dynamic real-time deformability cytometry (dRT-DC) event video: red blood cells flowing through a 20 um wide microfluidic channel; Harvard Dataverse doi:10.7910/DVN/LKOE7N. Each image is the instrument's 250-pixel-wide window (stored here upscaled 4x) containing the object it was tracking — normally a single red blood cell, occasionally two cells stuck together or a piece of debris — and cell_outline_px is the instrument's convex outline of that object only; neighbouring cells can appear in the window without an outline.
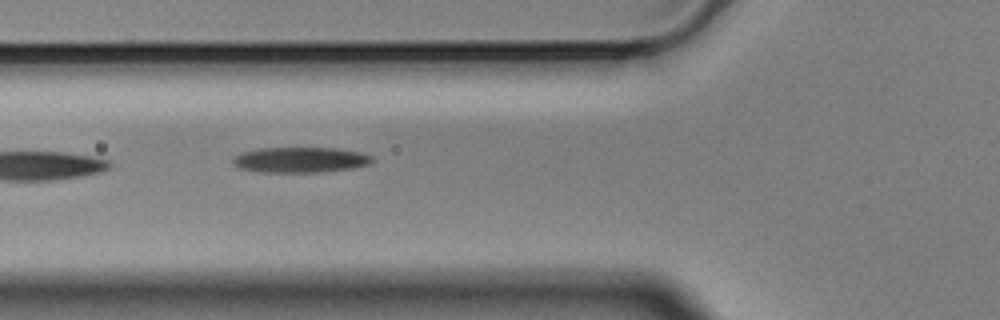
{"species": "Egyptian fruit bat (a non-hibernating species)", "species_latin": "Rousettus aegyptiacus", "temperature_condition": "cold", "stored_images_in_passage": 6, "camera_frame_rate_fps": 3000, "um_per_image_px": 0.085, "animal": {"sex": "male"}, "frame": {"image": 1, "passage_image": 6, "time_ms": 1.667, "image_size_px": [1000, 320], "cell_outline_px": [[372, 160], [368, 164], [352, 168], [316, 172], [264, 172], [240, 168], [232, 164], [232, 160], [240, 152], [260, 148], [340, 148], [360, 152], [372, 156]], "centroid_in_image_um": [25.5, 13.57], "position_along_channel_um": 100.3, "area_um2": 20.52}}